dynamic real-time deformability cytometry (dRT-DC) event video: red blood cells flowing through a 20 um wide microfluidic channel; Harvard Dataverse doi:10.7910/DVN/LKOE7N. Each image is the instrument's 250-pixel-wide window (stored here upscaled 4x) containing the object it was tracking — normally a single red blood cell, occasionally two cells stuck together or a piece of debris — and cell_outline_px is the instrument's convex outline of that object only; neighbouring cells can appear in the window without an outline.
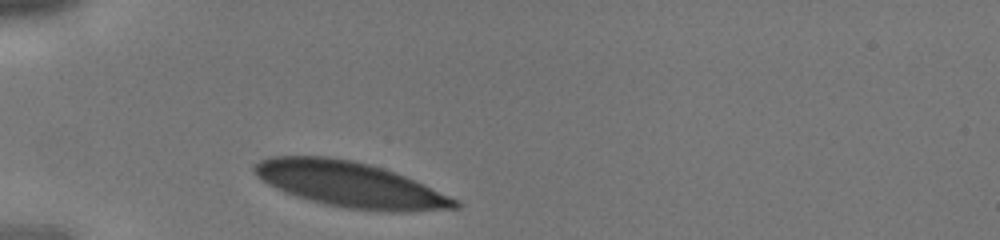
{"species": "human", "species_latin": "Homo sapiens", "temperature_condition": "cold", "stored_images_in_passage": 6, "camera_frame_rate_fps": 3000, "um_per_image_px": 0.085, "donor": {"sex": "male"}, "frame": {"image": 1, "passage_image": 1, "time_ms": 0.0, "image_size_px": [1000, 240], "cell_outline_px": [[460, 208], [392, 212], [388, 212], [348, 208], [324, 204], [296, 196], [284, 192], [260, 180], [256, 176], [252, 168], [260, 160], [272, 156], [328, 156], [352, 160], [384, 168], [404, 176], [456, 200], [460, 204]], "centroid_in_image_um": [29.68, 15.67], "position_along_channel_um": 55.3, "area_um2": 52.42}}
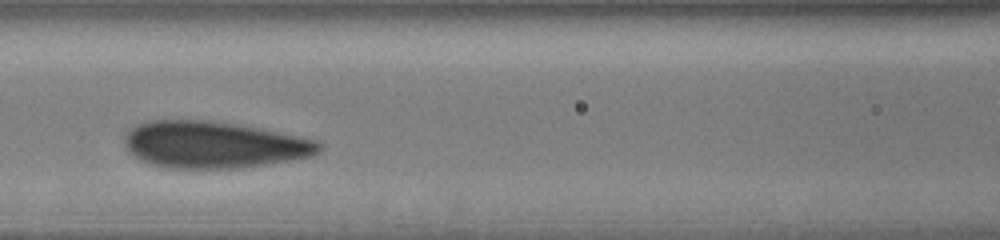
{"frame": {"image": 2, "passage_image": 5, "time_ms": 1.333, "image_size_px": [1000, 240], "cell_outline_px": [[324, 148], [312, 156], [292, 160], [244, 168], [164, 168], [148, 164], [140, 160], [128, 152], [124, 144], [124, 136], [136, 124], [148, 120], [212, 120], [240, 124], [300, 136], [316, 140], [324, 144]], "centroid_in_image_um": [18.17, 12.3], "position_along_channel_um": 148.4, "area_um2": 53.81}}
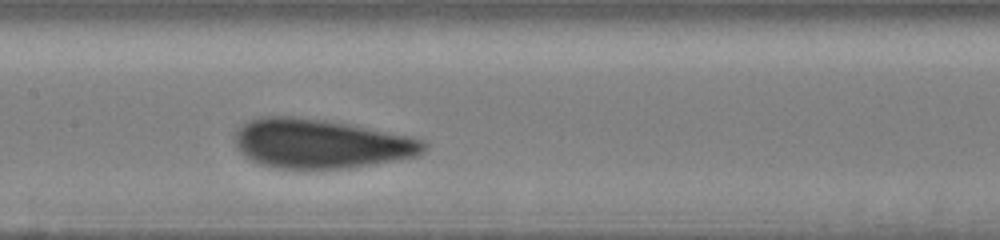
{"frame": {"image": 3, "passage_image": 6, "time_ms": 1.667, "image_size_px": [1000, 240], "cell_outline_px": [[428, 148], [424, 152], [416, 156], [372, 164], [348, 168], [272, 168], [260, 164], [244, 156], [236, 148], [232, 140], [232, 136], [236, 128], [248, 120], [260, 116], [296, 116], [324, 120], [348, 124], [412, 136], [424, 140], [428, 144]], "centroid_in_image_um": [27.2, 12.2], "position_along_channel_um": 180.2, "area_um2": 54.79}}